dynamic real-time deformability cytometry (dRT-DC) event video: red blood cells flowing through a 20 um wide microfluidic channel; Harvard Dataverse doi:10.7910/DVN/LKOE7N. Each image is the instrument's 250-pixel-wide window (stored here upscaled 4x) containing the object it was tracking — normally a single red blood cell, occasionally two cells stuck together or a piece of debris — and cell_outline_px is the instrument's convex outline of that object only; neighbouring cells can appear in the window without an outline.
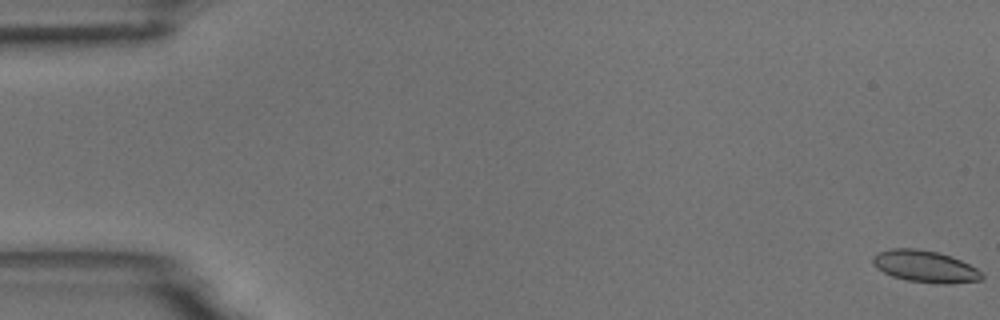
{"species": "common noctule bat (a hibernating species)", "species_latin": "Nyctalus noctula", "temperature_condition": "room temperature", "stored_images_in_passage": 9, "camera_frame_rate_fps": 3000, "um_per_image_px": 0.085, "animal": {"sex": "male", "body_mass_g": 18.8}, "frame": {"image": 1, "passage_image": 1, "time_ms": 0.0, "image_size_px": [1000, 320], "cell_outline_px": [[984, 276], [980, 280], [944, 284], [940, 284], [908, 280], [892, 276], [876, 268], [872, 264], [872, 256], [880, 252], [892, 248], [916, 248], [936, 252], [952, 256], [976, 268]], "centroid_in_image_um": [78.6, 22.64], "position_along_channel_um": 6.4, "area_um2": 20.06}}